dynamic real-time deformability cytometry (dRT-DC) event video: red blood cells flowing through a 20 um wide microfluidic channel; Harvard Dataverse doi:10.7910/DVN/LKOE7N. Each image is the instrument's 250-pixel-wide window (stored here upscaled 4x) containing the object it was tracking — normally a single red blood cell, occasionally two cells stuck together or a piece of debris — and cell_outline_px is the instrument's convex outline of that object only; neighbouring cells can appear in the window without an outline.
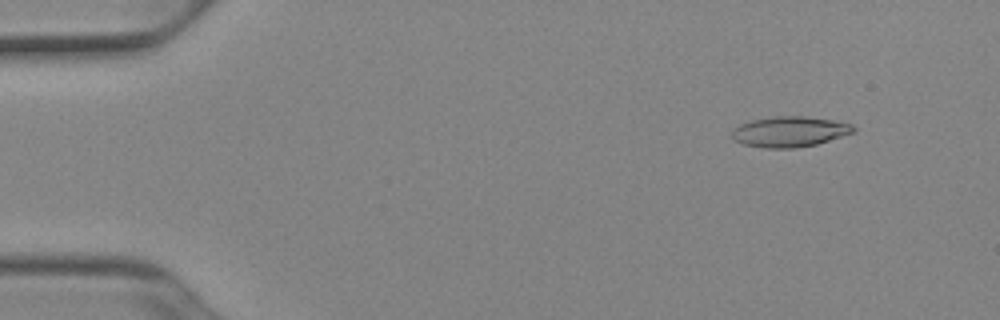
{"species": "Egyptian fruit bat (a non-hibernating species)", "species_latin": "Rousettus aegyptiacus", "temperature_condition": "cold", "stored_images_in_passage": 47, "camera_frame_rate_fps": 3000, "um_per_image_px": 0.085, "animal": {"sex": "female"}, "frame": {"image": 1, "passage_image": 1, "time_ms": 0.0, "image_size_px": [1000, 320], "cell_outline_px": [[856, 132], [816, 144], [796, 148], [764, 148], [744, 144], [736, 140], [732, 136], [732, 132], [740, 124], [752, 120], [772, 116], [804, 116], [832, 120], [852, 124], [856, 128]], "centroid_in_image_um": [67.16, 11.19], "position_along_channel_um": 17.8, "area_um2": 21.5}}
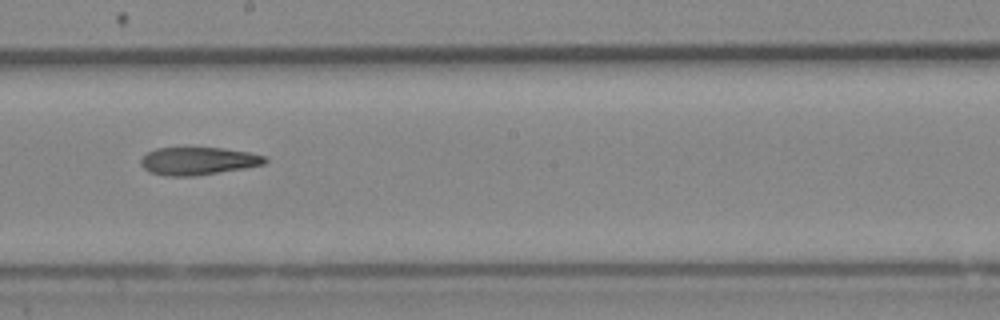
{"frame": {"image": 2, "passage_image": 25, "time_ms": 8.0, "image_size_px": [1000, 320], "cell_outline_px": [[268, 160], [264, 164], [244, 168], [192, 176], [168, 176], [148, 172], [140, 164], [140, 160], [148, 152], [156, 148], [224, 148], [248, 152], [264, 156]], "centroid_in_image_um": [16.81, 13.68], "position_along_channel_um": 231.4, "area_um2": 19.88}}
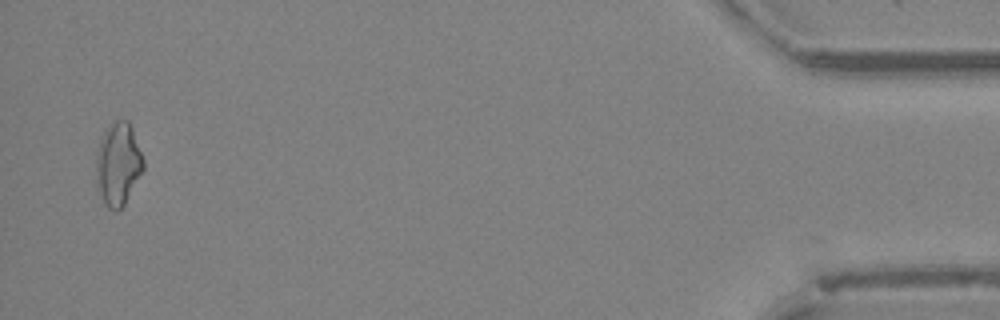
{"frame": {"image": 3, "passage_image": 46, "time_ms": 15.0, "image_size_px": [1000, 320], "cell_outline_px": [[144, 168], [124, 204], [116, 212], [108, 208], [104, 204], [96, 180], [96, 152], [100, 140], [104, 132], [116, 120], [128, 120], [132, 128], [144, 160]], "centroid_in_image_um": [10.03, 13.95], "position_along_channel_um": 425.2, "area_um2": 22.54}, "authors_computed_cell_mechanics": {"area_um2": 20.9814, "velocity_mm_per_s": 3.9549, "shape_relaxation_time_tau1_ms": 11.0459, "shape_relaxation_time_tau2_ms": null, "deformation_change_tau1": 0.2571, "deformation_change_tau2": null}}